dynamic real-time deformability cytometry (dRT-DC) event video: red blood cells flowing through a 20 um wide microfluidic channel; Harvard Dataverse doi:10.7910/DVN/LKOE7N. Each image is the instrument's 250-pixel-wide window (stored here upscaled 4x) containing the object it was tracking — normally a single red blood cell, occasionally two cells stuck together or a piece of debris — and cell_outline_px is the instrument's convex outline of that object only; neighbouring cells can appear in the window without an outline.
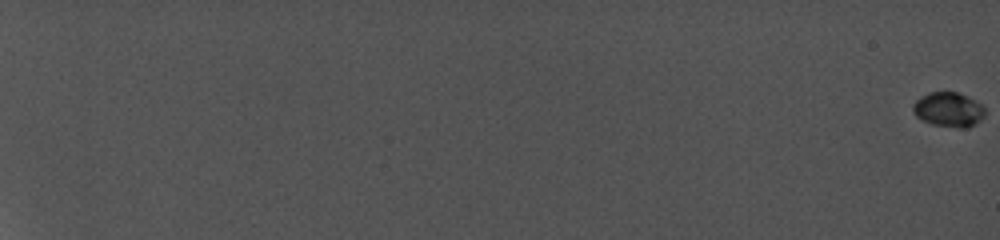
{"species": "common noctule bat (a hibernating species)", "species_latin": "Nyctalus noctula", "temperature_condition": "cold", "stored_images_in_passage": 37, "camera_frame_rate_fps": 5000, "um_per_image_px": 0.085, "animal": {"sex": "female", "body_mass_g": 19.0, "forearm_length_mm": 56.7}, "frame": {"image": 1, "passage_image": 1, "time_ms": 0.0, "image_size_px": [1000, 240], "cell_outline_px": [[984, 116], [980, 120], [964, 128], [932, 124], [916, 116], [912, 112], [912, 104], [920, 96], [928, 92], [956, 92], [980, 104], [984, 108]], "centroid_in_image_um": [80.56, 9.3], "position_along_channel_um": 4.4, "area_um2": 14.16}}
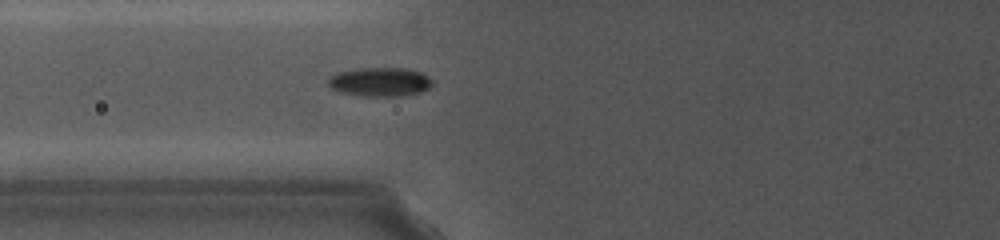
{"frame": {"image": 2, "passage_image": 21, "time_ms": 10.6, "image_size_px": [1000, 240], "cell_outline_px": [[432, 84], [428, 88], [420, 92], [400, 96], [368, 96], [340, 92], [332, 88], [328, 84], [328, 80], [332, 76], [340, 72], [360, 68], [404, 68], [420, 72], [428, 76], [432, 80]], "centroid_in_image_um": [32.32, 6.96], "position_along_channel_um": 93.5, "area_um2": 17.28}}
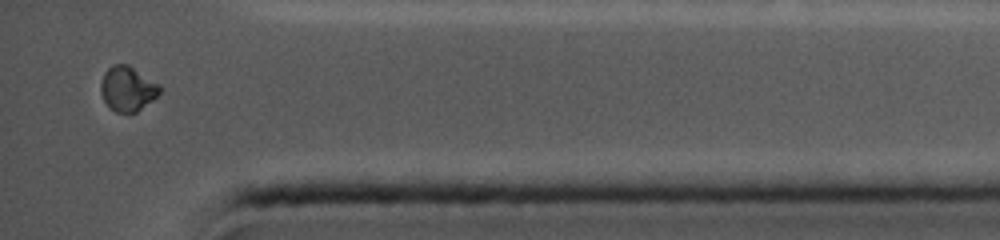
{"frame": {"image": 3, "passage_image": 37, "time_ms": 19.2, "image_size_px": [1000, 240], "cell_outline_px": [[160, 92], [152, 100], [136, 112], [116, 112], [108, 108], [100, 92], [100, 84], [104, 72], [112, 64], [128, 64], [160, 84]], "centroid_in_image_um": [10.81, 7.53], "position_along_channel_um": 424.4, "area_um2": 15.43}, "authors_computed_cell_mechanics": {"area_um2": 14.6812, "velocity_mm_per_s": 3.8657, "shape_relaxation_time_tau1_ms": 4.3174, "shape_relaxation_time_tau2_ms": 7.0773, "deformation_change_tau1": 0.116, "deformation_change_tau2": 0.0571}}